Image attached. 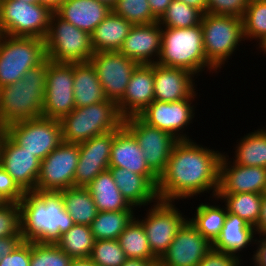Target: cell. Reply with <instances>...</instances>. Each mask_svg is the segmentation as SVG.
Segmentation results:
<instances>
[{
	"instance_id": "cell-49",
	"label": "cell",
	"mask_w": 266,
	"mask_h": 266,
	"mask_svg": "<svg viewBox=\"0 0 266 266\" xmlns=\"http://www.w3.org/2000/svg\"><path fill=\"white\" fill-rule=\"evenodd\" d=\"M23 241L22 236H8L0 238V261L12 253Z\"/></svg>"
},
{
	"instance_id": "cell-11",
	"label": "cell",
	"mask_w": 266,
	"mask_h": 266,
	"mask_svg": "<svg viewBox=\"0 0 266 266\" xmlns=\"http://www.w3.org/2000/svg\"><path fill=\"white\" fill-rule=\"evenodd\" d=\"M3 131L41 161L63 142L60 120L43 116L12 123Z\"/></svg>"
},
{
	"instance_id": "cell-53",
	"label": "cell",
	"mask_w": 266,
	"mask_h": 266,
	"mask_svg": "<svg viewBox=\"0 0 266 266\" xmlns=\"http://www.w3.org/2000/svg\"><path fill=\"white\" fill-rule=\"evenodd\" d=\"M185 3L200 10L203 14L207 13V1L206 0H176Z\"/></svg>"
},
{
	"instance_id": "cell-34",
	"label": "cell",
	"mask_w": 266,
	"mask_h": 266,
	"mask_svg": "<svg viewBox=\"0 0 266 266\" xmlns=\"http://www.w3.org/2000/svg\"><path fill=\"white\" fill-rule=\"evenodd\" d=\"M136 210L98 211L90 227L95 240H118L137 216Z\"/></svg>"
},
{
	"instance_id": "cell-9",
	"label": "cell",
	"mask_w": 266,
	"mask_h": 266,
	"mask_svg": "<svg viewBox=\"0 0 266 266\" xmlns=\"http://www.w3.org/2000/svg\"><path fill=\"white\" fill-rule=\"evenodd\" d=\"M52 14L40 3L0 0V34L44 39Z\"/></svg>"
},
{
	"instance_id": "cell-7",
	"label": "cell",
	"mask_w": 266,
	"mask_h": 266,
	"mask_svg": "<svg viewBox=\"0 0 266 266\" xmlns=\"http://www.w3.org/2000/svg\"><path fill=\"white\" fill-rule=\"evenodd\" d=\"M46 59L44 39L0 34V88L21 80Z\"/></svg>"
},
{
	"instance_id": "cell-55",
	"label": "cell",
	"mask_w": 266,
	"mask_h": 266,
	"mask_svg": "<svg viewBox=\"0 0 266 266\" xmlns=\"http://www.w3.org/2000/svg\"><path fill=\"white\" fill-rule=\"evenodd\" d=\"M63 0H39L40 4L49 7L53 12L61 5Z\"/></svg>"
},
{
	"instance_id": "cell-47",
	"label": "cell",
	"mask_w": 266,
	"mask_h": 266,
	"mask_svg": "<svg viewBox=\"0 0 266 266\" xmlns=\"http://www.w3.org/2000/svg\"><path fill=\"white\" fill-rule=\"evenodd\" d=\"M31 242L23 240L17 248L0 261V266H30Z\"/></svg>"
},
{
	"instance_id": "cell-57",
	"label": "cell",
	"mask_w": 266,
	"mask_h": 266,
	"mask_svg": "<svg viewBox=\"0 0 266 266\" xmlns=\"http://www.w3.org/2000/svg\"><path fill=\"white\" fill-rule=\"evenodd\" d=\"M102 2L103 4L107 5L109 8H113L117 0H97Z\"/></svg>"
},
{
	"instance_id": "cell-36",
	"label": "cell",
	"mask_w": 266,
	"mask_h": 266,
	"mask_svg": "<svg viewBox=\"0 0 266 266\" xmlns=\"http://www.w3.org/2000/svg\"><path fill=\"white\" fill-rule=\"evenodd\" d=\"M95 241L90 226L75 224L55 244L72 259H78L90 257Z\"/></svg>"
},
{
	"instance_id": "cell-28",
	"label": "cell",
	"mask_w": 266,
	"mask_h": 266,
	"mask_svg": "<svg viewBox=\"0 0 266 266\" xmlns=\"http://www.w3.org/2000/svg\"><path fill=\"white\" fill-rule=\"evenodd\" d=\"M132 26L111 11L91 34L94 52L119 51Z\"/></svg>"
},
{
	"instance_id": "cell-19",
	"label": "cell",
	"mask_w": 266,
	"mask_h": 266,
	"mask_svg": "<svg viewBox=\"0 0 266 266\" xmlns=\"http://www.w3.org/2000/svg\"><path fill=\"white\" fill-rule=\"evenodd\" d=\"M114 137L115 131H110L79 143V160L75 170L74 187H86L98 174L109 170Z\"/></svg>"
},
{
	"instance_id": "cell-37",
	"label": "cell",
	"mask_w": 266,
	"mask_h": 266,
	"mask_svg": "<svg viewBox=\"0 0 266 266\" xmlns=\"http://www.w3.org/2000/svg\"><path fill=\"white\" fill-rule=\"evenodd\" d=\"M118 241L126 258L159 260L152 253L143 225L136 218L119 235Z\"/></svg>"
},
{
	"instance_id": "cell-6",
	"label": "cell",
	"mask_w": 266,
	"mask_h": 266,
	"mask_svg": "<svg viewBox=\"0 0 266 266\" xmlns=\"http://www.w3.org/2000/svg\"><path fill=\"white\" fill-rule=\"evenodd\" d=\"M201 26L206 59L218 72H222V67L224 69L236 51H242L240 45L245 42L242 18L206 13Z\"/></svg>"
},
{
	"instance_id": "cell-38",
	"label": "cell",
	"mask_w": 266,
	"mask_h": 266,
	"mask_svg": "<svg viewBox=\"0 0 266 266\" xmlns=\"http://www.w3.org/2000/svg\"><path fill=\"white\" fill-rule=\"evenodd\" d=\"M203 13L185 3L172 0L166 11L158 19L161 27L191 28L201 24Z\"/></svg>"
},
{
	"instance_id": "cell-17",
	"label": "cell",
	"mask_w": 266,
	"mask_h": 266,
	"mask_svg": "<svg viewBox=\"0 0 266 266\" xmlns=\"http://www.w3.org/2000/svg\"><path fill=\"white\" fill-rule=\"evenodd\" d=\"M0 165L24 192L36 191L41 160L0 130Z\"/></svg>"
},
{
	"instance_id": "cell-3",
	"label": "cell",
	"mask_w": 266,
	"mask_h": 266,
	"mask_svg": "<svg viewBox=\"0 0 266 266\" xmlns=\"http://www.w3.org/2000/svg\"><path fill=\"white\" fill-rule=\"evenodd\" d=\"M48 58L17 82L0 88V130L42 116Z\"/></svg>"
},
{
	"instance_id": "cell-39",
	"label": "cell",
	"mask_w": 266,
	"mask_h": 266,
	"mask_svg": "<svg viewBox=\"0 0 266 266\" xmlns=\"http://www.w3.org/2000/svg\"><path fill=\"white\" fill-rule=\"evenodd\" d=\"M242 22L245 41L257 44L266 37V0H249Z\"/></svg>"
},
{
	"instance_id": "cell-27",
	"label": "cell",
	"mask_w": 266,
	"mask_h": 266,
	"mask_svg": "<svg viewBox=\"0 0 266 266\" xmlns=\"http://www.w3.org/2000/svg\"><path fill=\"white\" fill-rule=\"evenodd\" d=\"M255 239L256 232L253 226L238 215L227 213L221 233L213 243V249L242 258V252L248 250L250 245L255 250Z\"/></svg>"
},
{
	"instance_id": "cell-44",
	"label": "cell",
	"mask_w": 266,
	"mask_h": 266,
	"mask_svg": "<svg viewBox=\"0 0 266 266\" xmlns=\"http://www.w3.org/2000/svg\"><path fill=\"white\" fill-rule=\"evenodd\" d=\"M207 13L243 17L249 0H206Z\"/></svg>"
},
{
	"instance_id": "cell-43",
	"label": "cell",
	"mask_w": 266,
	"mask_h": 266,
	"mask_svg": "<svg viewBox=\"0 0 266 266\" xmlns=\"http://www.w3.org/2000/svg\"><path fill=\"white\" fill-rule=\"evenodd\" d=\"M21 235L20 208L18 203L0 204V238Z\"/></svg>"
},
{
	"instance_id": "cell-4",
	"label": "cell",
	"mask_w": 266,
	"mask_h": 266,
	"mask_svg": "<svg viewBox=\"0 0 266 266\" xmlns=\"http://www.w3.org/2000/svg\"><path fill=\"white\" fill-rule=\"evenodd\" d=\"M202 37L201 24L191 28L162 27L161 53L157 63L185 69L197 78L203 71L209 75L219 74L206 59Z\"/></svg>"
},
{
	"instance_id": "cell-32",
	"label": "cell",
	"mask_w": 266,
	"mask_h": 266,
	"mask_svg": "<svg viewBox=\"0 0 266 266\" xmlns=\"http://www.w3.org/2000/svg\"><path fill=\"white\" fill-rule=\"evenodd\" d=\"M233 144V157L229 158L241 166L266 168V129L263 127L244 134Z\"/></svg>"
},
{
	"instance_id": "cell-2",
	"label": "cell",
	"mask_w": 266,
	"mask_h": 266,
	"mask_svg": "<svg viewBox=\"0 0 266 266\" xmlns=\"http://www.w3.org/2000/svg\"><path fill=\"white\" fill-rule=\"evenodd\" d=\"M18 204L21 235L25 241L55 243L75 225L65 210L61 192H25Z\"/></svg>"
},
{
	"instance_id": "cell-10",
	"label": "cell",
	"mask_w": 266,
	"mask_h": 266,
	"mask_svg": "<svg viewBox=\"0 0 266 266\" xmlns=\"http://www.w3.org/2000/svg\"><path fill=\"white\" fill-rule=\"evenodd\" d=\"M177 203L158 200L143 208L146 210L144 217L136 212L138 216L135 218L143 225L149 247L158 259L165 254L177 232L188 220V216L177 208Z\"/></svg>"
},
{
	"instance_id": "cell-33",
	"label": "cell",
	"mask_w": 266,
	"mask_h": 266,
	"mask_svg": "<svg viewBox=\"0 0 266 266\" xmlns=\"http://www.w3.org/2000/svg\"><path fill=\"white\" fill-rule=\"evenodd\" d=\"M60 192L65 210L73 222L90 226L98 211L89 191L85 187H70Z\"/></svg>"
},
{
	"instance_id": "cell-13",
	"label": "cell",
	"mask_w": 266,
	"mask_h": 266,
	"mask_svg": "<svg viewBox=\"0 0 266 266\" xmlns=\"http://www.w3.org/2000/svg\"><path fill=\"white\" fill-rule=\"evenodd\" d=\"M45 82L42 116L61 120L76 107L73 90V63L54 62L48 59Z\"/></svg>"
},
{
	"instance_id": "cell-22",
	"label": "cell",
	"mask_w": 266,
	"mask_h": 266,
	"mask_svg": "<svg viewBox=\"0 0 266 266\" xmlns=\"http://www.w3.org/2000/svg\"><path fill=\"white\" fill-rule=\"evenodd\" d=\"M109 167L125 168L146 176L156 187L159 177L149 168L134 135L122 124L115 130Z\"/></svg>"
},
{
	"instance_id": "cell-21",
	"label": "cell",
	"mask_w": 266,
	"mask_h": 266,
	"mask_svg": "<svg viewBox=\"0 0 266 266\" xmlns=\"http://www.w3.org/2000/svg\"><path fill=\"white\" fill-rule=\"evenodd\" d=\"M154 100V63L139 64L117 103L119 114L123 119L138 116Z\"/></svg>"
},
{
	"instance_id": "cell-5",
	"label": "cell",
	"mask_w": 266,
	"mask_h": 266,
	"mask_svg": "<svg viewBox=\"0 0 266 266\" xmlns=\"http://www.w3.org/2000/svg\"><path fill=\"white\" fill-rule=\"evenodd\" d=\"M62 140L81 143L94 136L117 130L123 124L117 104L106 99L85 107H75L61 120Z\"/></svg>"
},
{
	"instance_id": "cell-23",
	"label": "cell",
	"mask_w": 266,
	"mask_h": 266,
	"mask_svg": "<svg viewBox=\"0 0 266 266\" xmlns=\"http://www.w3.org/2000/svg\"><path fill=\"white\" fill-rule=\"evenodd\" d=\"M162 27L158 21L133 25L119 50L138 64L157 63L161 53Z\"/></svg>"
},
{
	"instance_id": "cell-40",
	"label": "cell",
	"mask_w": 266,
	"mask_h": 266,
	"mask_svg": "<svg viewBox=\"0 0 266 266\" xmlns=\"http://www.w3.org/2000/svg\"><path fill=\"white\" fill-rule=\"evenodd\" d=\"M112 12L132 25H145L158 21L151 12L148 0H117Z\"/></svg>"
},
{
	"instance_id": "cell-35",
	"label": "cell",
	"mask_w": 266,
	"mask_h": 266,
	"mask_svg": "<svg viewBox=\"0 0 266 266\" xmlns=\"http://www.w3.org/2000/svg\"><path fill=\"white\" fill-rule=\"evenodd\" d=\"M221 204H225L228 213L238 215L249 225L255 227L259 220L263 194L235 193L217 194Z\"/></svg>"
},
{
	"instance_id": "cell-29",
	"label": "cell",
	"mask_w": 266,
	"mask_h": 266,
	"mask_svg": "<svg viewBox=\"0 0 266 266\" xmlns=\"http://www.w3.org/2000/svg\"><path fill=\"white\" fill-rule=\"evenodd\" d=\"M73 79L76 107L90 106L106 100L96 70L90 62L73 63Z\"/></svg>"
},
{
	"instance_id": "cell-46",
	"label": "cell",
	"mask_w": 266,
	"mask_h": 266,
	"mask_svg": "<svg viewBox=\"0 0 266 266\" xmlns=\"http://www.w3.org/2000/svg\"><path fill=\"white\" fill-rule=\"evenodd\" d=\"M242 258L233 254L212 249L201 260L198 266H243Z\"/></svg>"
},
{
	"instance_id": "cell-8",
	"label": "cell",
	"mask_w": 266,
	"mask_h": 266,
	"mask_svg": "<svg viewBox=\"0 0 266 266\" xmlns=\"http://www.w3.org/2000/svg\"><path fill=\"white\" fill-rule=\"evenodd\" d=\"M44 42L47 58L54 62L86 63L94 53L91 35L55 12L51 15Z\"/></svg>"
},
{
	"instance_id": "cell-31",
	"label": "cell",
	"mask_w": 266,
	"mask_h": 266,
	"mask_svg": "<svg viewBox=\"0 0 266 266\" xmlns=\"http://www.w3.org/2000/svg\"><path fill=\"white\" fill-rule=\"evenodd\" d=\"M219 201L220 199L214 196L210 201L212 203L201 202L195 207L192 218L188 217L190 223L212 244L219 237L228 213L225 204L221 205Z\"/></svg>"
},
{
	"instance_id": "cell-24",
	"label": "cell",
	"mask_w": 266,
	"mask_h": 266,
	"mask_svg": "<svg viewBox=\"0 0 266 266\" xmlns=\"http://www.w3.org/2000/svg\"><path fill=\"white\" fill-rule=\"evenodd\" d=\"M196 79L185 69L154 63V98L161 102L188 99L197 90Z\"/></svg>"
},
{
	"instance_id": "cell-52",
	"label": "cell",
	"mask_w": 266,
	"mask_h": 266,
	"mask_svg": "<svg viewBox=\"0 0 266 266\" xmlns=\"http://www.w3.org/2000/svg\"><path fill=\"white\" fill-rule=\"evenodd\" d=\"M159 260H143L127 258L122 266H157Z\"/></svg>"
},
{
	"instance_id": "cell-50",
	"label": "cell",
	"mask_w": 266,
	"mask_h": 266,
	"mask_svg": "<svg viewBox=\"0 0 266 266\" xmlns=\"http://www.w3.org/2000/svg\"><path fill=\"white\" fill-rule=\"evenodd\" d=\"M255 232L258 236H266V195L263 194L259 220L255 225Z\"/></svg>"
},
{
	"instance_id": "cell-25",
	"label": "cell",
	"mask_w": 266,
	"mask_h": 266,
	"mask_svg": "<svg viewBox=\"0 0 266 266\" xmlns=\"http://www.w3.org/2000/svg\"><path fill=\"white\" fill-rule=\"evenodd\" d=\"M109 170L123 197L138 212L139 208H145L159 200L157 187L146 176L125 168L109 167Z\"/></svg>"
},
{
	"instance_id": "cell-41",
	"label": "cell",
	"mask_w": 266,
	"mask_h": 266,
	"mask_svg": "<svg viewBox=\"0 0 266 266\" xmlns=\"http://www.w3.org/2000/svg\"><path fill=\"white\" fill-rule=\"evenodd\" d=\"M71 261L55 243L31 242L30 266H69Z\"/></svg>"
},
{
	"instance_id": "cell-26",
	"label": "cell",
	"mask_w": 266,
	"mask_h": 266,
	"mask_svg": "<svg viewBox=\"0 0 266 266\" xmlns=\"http://www.w3.org/2000/svg\"><path fill=\"white\" fill-rule=\"evenodd\" d=\"M111 11V8L97 0H63L54 12L91 35Z\"/></svg>"
},
{
	"instance_id": "cell-54",
	"label": "cell",
	"mask_w": 266,
	"mask_h": 266,
	"mask_svg": "<svg viewBox=\"0 0 266 266\" xmlns=\"http://www.w3.org/2000/svg\"><path fill=\"white\" fill-rule=\"evenodd\" d=\"M69 266H98V265L93 263L90 258H78V259H72Z\"/></svg>"
},
{
	"instance_id": "cell-18",
	"label": "cell",
	"mask_w": 266,
	"mask_h": 266,
	"mask_svg": "<svg viewBox=\"0 0 266 266\" xmlns=\"http://www.w3.org/2000/svg\"><path fill=\"white\" fill-rule=\"evenodd\" d=\"M213 244L187 220L159 259L158 266H198Z\"/></svg>"
},
{
	"instance_id": "cell-51",
	"label": "cell",
	"mask_w": 266,
	"mask_h": 266,
	"mask_svg": "<svg viewBox=\"0 0 266 266\" xmlns=\"http://www.w3.org/2000/svg\"><path fill=\"white\" fill-rule=\"evenodd\" d=\"M172 0H148L152 14L159 19L166 11Z\"/></svg>"
},
{
	"instance_id": "cell-42",
	"label": "cell",
	"mask_w": 266,
	"mask_h": 266,
	"mask_svg": "<svg viewBox=\"0 0 266 266\" xmlns=\"http://www.w3.org/2000/svg\"><path fill=\"white\" fill-rule=\"evenodd\" d=\"M89 258L98 266H122L127 259L118 240H96Z\"/></svg>"
},
{
	"instance_id": "cell-14",
	"label": "cell",
	"mask_w": 266,
	"mask_h": 266,
	"mask_svg": "<svg viewBox=\"0 0 266 266\" xmlns=\"http://www.w3.org/2000/svg\"><path fill=\"white\" fill-rule=\"evenodd\" d=\"M79 160V143L62 142L41 161L36 191H53L74 187Z\"/></svg>"
},
{
	"instance_id": "cell-20",
	"label": "cell",
	"mask_w": 266,
	"mask_h": 266,
	"mask_svg": "<svg viewBox=\"0 0 266 266\" xmlns=\"http://www.w3.org/2000/svg\"><path fill=\"white\" fill-rule=\"evenodd\" d=\"M266 189V168L241 166L234 163L224 151L219 163L217 194L259 193Z\"/></svg>"
},
{
	"instance_id": "cell-12",
	"label": "cell",
	"mask_w": 266,
	"mask_h": 266,
	"mask_svg": "<svg viewBox=\"0 0 266 266\" xmlns=\"http://www.w3.org/2000/svg\"><path fill=\"white\" fill-rule=\"evenodd\" d=\"M196 90L188 99L175 102H161L154 100L138 116L148 125L172 134L178 140L193 139L189 132V125L193 124L197 96ZM197 97V98H196ZM196 101V103H195ZM185 132V133H184Z\"/></svg>"
},
{
	"instance_id": "cell-1",
	"label": "cell",
	"mask_w": 266,
	"mask_h": 266,
	"mask_svg": "<svg viewBox=\"0 0 266 266\" xmlns=\"http://www.w3.org/2000/svg\"><path fill=\"white\" fill-rule=\"evenodd\" d=\"M197 143L193 139L178 140L159 176L157 195L162 201L190 200L198 195H217L219 163L224 152Z\"/></svg>"
},
{
	"instance_id": "cell-30",
	"label": "cell",
	"mask_w": 266,
	"mask_h": 266,
	"mask_svg": "<svg viewBox=\"0 0 266 266\" xmlns=\"http://www.w3.org/2000/svg\"><path fill=\"white\" fill-rule=\"evenodd\" d=\"M85 188L92 195L97 211L137 210L123 197L110 170L98 174Z\"/></svg>"
},
{
	"instance_id": "cell-48",
	"label": "cell",
	"mask_w": 266,
	"mask_h": 266,
	"mask_svg": "<svg viewBox=\"0 0 266 266\" xmlns=\"http://www.w3.org/2000/svg\"><path fill=\"white\" fill-rule=\"evenodd\" d=\"M256 250L251 255L250 265L253 266H266V236H256L255 245Z\"/></svg>"
},
{
	"instance_id": "cell-16",
	"label": "cell",
	"mask_w": 266,
	"mask_h": 266,
	"mask_svg": "<svg viewBox=\"0 0 266 266\" xmlns=\"http://www.w3.org/2000/svg\"><path fill=\"white\" fill-rule=\"evenodd\" d=\"M89 62L96 70L106 99L117 104L139 64L119 51L94 52Z\"/></svg>"
},
{
	"instance_id": "cell-45",
	"label": "cell",
	"mask_w": 266,
	"mask_h": 266,
	"mask_svg": "<svg viewBox=\"0 0 266 266\" xmlns=\"http://www.w3.org/2000/svg\"><path fill=\"white\" fill-rule=\"evenodd\" d=\"M25 192L0 165V199L3 202L19 203Z\"/></svg>"
},
{
	"instance_id": "cell-58",
	"label": "cell",
	"mask_w": 266,
	"mask_h": 266,
	"mask_svg": "<svg viewBox=\"0 0 266 266\" xmlns=\"http://www.w3.org/2000/svg\"><path fill=\"white\" fill-rule=\"evenodd\" d=\"M27 3H39V0H20Z\"/></svg>"
},
{
	"instance_id": "cell-56",
	"label": "cell",
	"mask_w": 266,
	"mask_h": 266,
	"mask_svg": "<svg viewBox=\"0 0 266 266\" xmlns=\"http://www.w3.org/2000/svg\"><path fill=\"white\" fill-rule=\"evenodd\" d=\"M256 45V46H255ZM254 46L256 47V49L262 53L265 56L266 55V37H264L261 41L258 42V44H254Z\"/></svg>"
},
{
	"instance_id": "cell-15",
	"label": "cell",
	"mask_w": 266,
	"mask_h": 266,
	"mask_svg": "<svg viewBox=\"0 0 266 266\" xmlns=\"http://www.w3.org/2000/svg\"><path fill=\"white\" fill-rule=\"evenodd\" d=\"M123 125L134 135L149 168L159 177L177 143L172 134L145 123L139 116L123 119Z\"/></svg>"
}]
</instances>
